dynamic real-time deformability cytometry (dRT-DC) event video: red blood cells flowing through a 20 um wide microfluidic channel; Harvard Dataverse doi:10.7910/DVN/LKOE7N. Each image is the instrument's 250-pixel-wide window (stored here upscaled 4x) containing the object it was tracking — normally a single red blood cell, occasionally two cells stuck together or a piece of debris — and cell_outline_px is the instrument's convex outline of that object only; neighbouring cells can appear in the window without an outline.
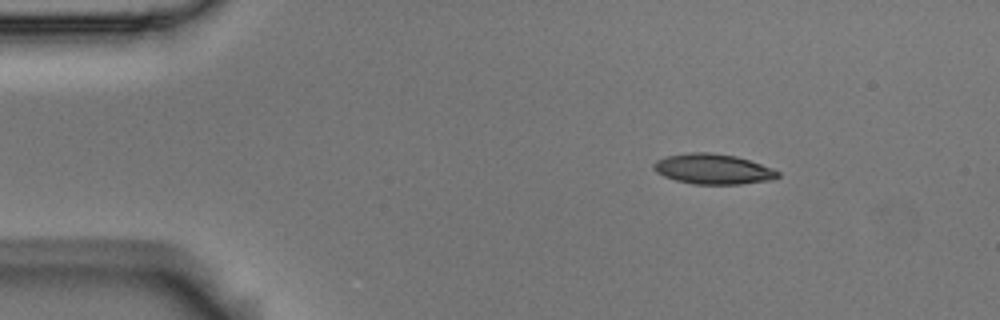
{"species": "Egyptian fruit bat (a non-hibernating species)", "species_latin": "Rousettus aegyptiacus", "temperature_condition": "room temperature", "stored_images_in_passage": 4, "camera_frame_rate_fps": 3000, "um_per_image_px": 0.085, "animal": {"sex": "male"}, "frame": {"image": 1, "passage_image": 1, "time_ms": 0.0, "image_size_px": [1000, 320], "cell_outline_px": [[780, 176], [772, 180], [740, 184], [692, 184], [676, 180], [664, 176], [656, 172], [652, 168], [652, 164], [656, 160], [668, 156], [688, 152], [708, 152], [736, 156], [772, 168], [780, 172]], "centroid_in_image_um": [60.59, 14.37], "position_along_channel_um": 24.4, "area_um2": 21.91}}
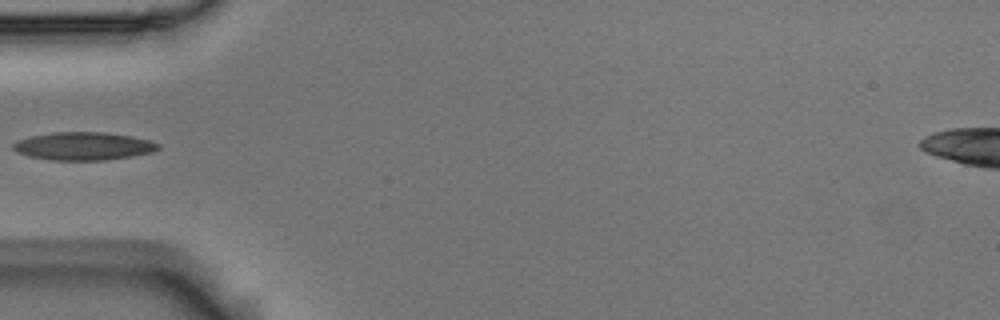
{"frame": {"image": 2, "passage_image": 4, "time_ms": 1.0, "image_size_px": [1000, 320], "cell_outline_px": [[160, 148], [152, 152], [104, 160], [52, 160], [28, 156], [16, 152], [12, 148], [12, 144], [28, 136], [52, 132], [104, 132], [128, 136], [148, 140], [160, 144]], "centroid_in_image_um": [7.04, 12.42], "position_along_channel_um": 78.0, "area_um2": 23.47}}